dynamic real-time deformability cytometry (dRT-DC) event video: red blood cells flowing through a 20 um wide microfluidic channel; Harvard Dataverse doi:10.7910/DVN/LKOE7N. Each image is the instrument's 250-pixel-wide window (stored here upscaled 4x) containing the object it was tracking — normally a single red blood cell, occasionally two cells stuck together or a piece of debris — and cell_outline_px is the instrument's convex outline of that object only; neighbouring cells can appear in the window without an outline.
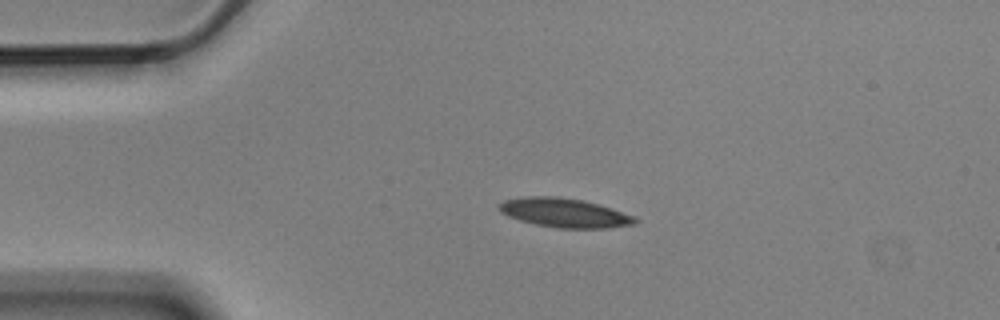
{"species": "Egyptian fruit bat (a non-hibernating species)", "species_latin": "Rousettus aegyptiacus", "temperature_condition": "cold", "stored_images_in_passage": 2, "camera_frame_rate_fps": 3000, "um_per_image_px": 0.085, "animal": {"sex": "male"}, "frame": {"image": 1, "passage_image": 1, "time_ms": 0.0, "image_size_px": [1000, 320], "cell_outline_px": [[640, 220], [636, 224], [608, 228], [556, 228], [536, 224], [520, 220], [508, 216], [500, 212], [496, 208], [496, 204], [504, 200], [524, 196], [556, 196], [584, 200], [612, 208], [636, 216]], "centroid_in_image_um": [47.98, 18.08], "position_along_channel_um": 37.0, "area_um2": 23.47}}